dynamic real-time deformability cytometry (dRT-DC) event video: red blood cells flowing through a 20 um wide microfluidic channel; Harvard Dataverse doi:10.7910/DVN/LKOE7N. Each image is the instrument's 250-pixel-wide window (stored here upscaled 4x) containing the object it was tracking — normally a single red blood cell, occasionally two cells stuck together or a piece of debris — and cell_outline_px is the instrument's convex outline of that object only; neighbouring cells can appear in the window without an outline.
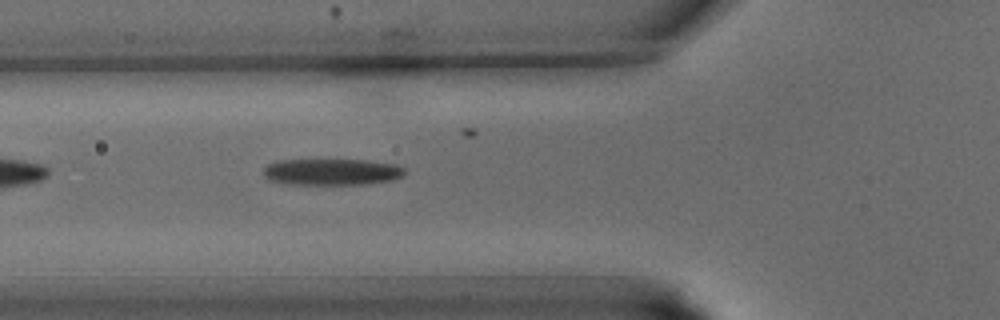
{"species": "common noctule bat (a hibernating species)", "species_latin": "Nyctalus noctula", "temperature_condition": "warm", "stored_images_in_passage": 20, "camera_frame_rate_fps": 3000, "um_per_image_px": 0.085, "animal": {"sex": "male", "body_mass_g": 15.6}, "frame": {"image": 1, "passage_image": 2, "time_ms": 0.333, "image_size_px": [1000, 320], "cell_outline_px": [[404, 176], [392, 180], [368, 184], [288, 184], [268, 180], [264, 176], [264, 168], [268, 164], [280, 160], [368, 160], [396, 164], [404, 168]], "centroid_in_image_um": [28.22, 14.61], "position_along_channel_um": 97.6, "area_um2": 21.85}}
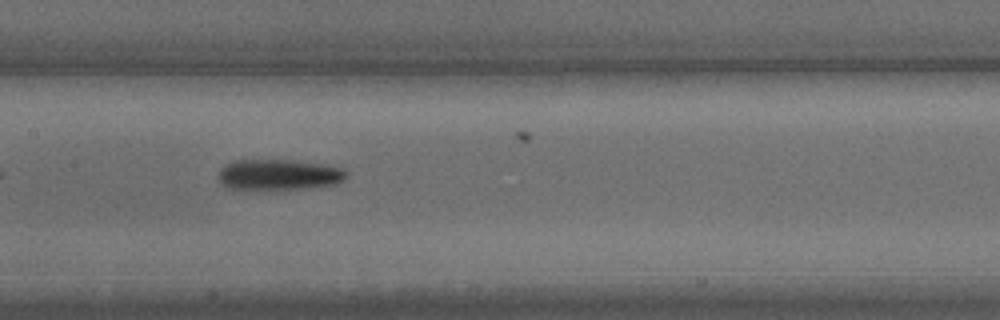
{"frame": {"image": 2, "passage_image": 7, "time_ms": 2.0, "image_size_px": [1000, 320], "cell_outline_px": [[348, 176], [344, 180], [336, 184], [304, 188], [228, 188], [216, 176], [220, 168], [232, 160], [292, 160], [324, 164], [344, 168], [348, 172]], "centroid_in_image_um": [23.73, 14.82], "position_along_channel_um": 183.7, "area_um2": 22.77}}
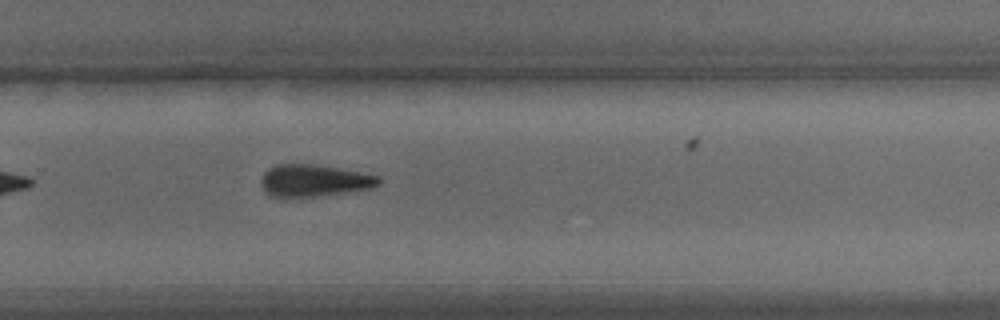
{"frame": {"image": 3, "passage_image": 14, "time_ms": 4.333, "image_size_px": [1000, 320], "cell_outline_px": [[380, 184], [372, 188], [316, 196], [280, 200], [264, 192], [260, 184], [260, 180], [264, 172], [268, 168], [276, 164], [312, 164], [360, 172], [380, 176]], "centroid_in_image_um": [26.6, 15.38], "position_along_channel_um": 303.2, "area_um2": 22.37}}